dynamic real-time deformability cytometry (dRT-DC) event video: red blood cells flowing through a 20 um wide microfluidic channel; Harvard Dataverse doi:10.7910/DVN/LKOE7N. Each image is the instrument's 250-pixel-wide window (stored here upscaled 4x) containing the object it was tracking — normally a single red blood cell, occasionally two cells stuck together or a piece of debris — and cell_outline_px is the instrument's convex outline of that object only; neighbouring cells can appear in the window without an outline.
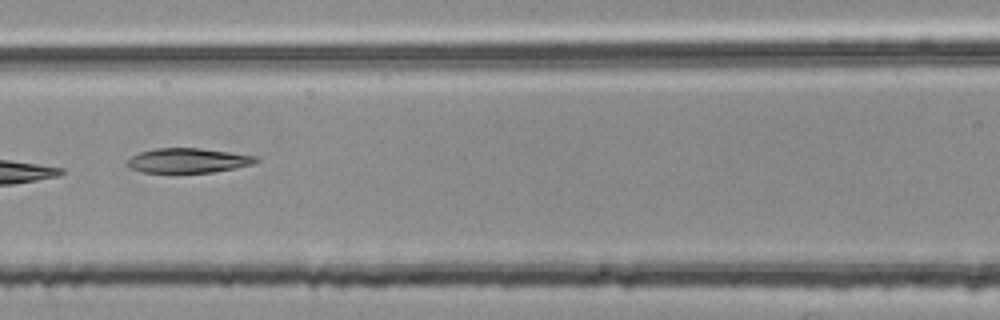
{"species": "common noctule bat (a hibernating species)", "species_latin": "Nyctalus noctula", "temperature_condition": "room temperature", "stored_images_in_passage": 7, "camera_frame_rate_fps": 3000, "um_per_image_px": 0.085, "animal": {"sex": "female", "body_mass_g": 25.1}, "frame": {"image": 1, "passage_image": 7, "time_ms": 2.0, "image_size_px": [1000, 320], "cell_outline_px": [[260, 160], [252, 164], [212, 172], [144, 172], [128, 168], [128, 160], [132, 156], [140, 152], [152, 148], [200, 148], [260, 156]], "centroid_in_image_um": [16.0, 13.63], "position_along_channel_um": 150.6, "area_um2": 18.38}}